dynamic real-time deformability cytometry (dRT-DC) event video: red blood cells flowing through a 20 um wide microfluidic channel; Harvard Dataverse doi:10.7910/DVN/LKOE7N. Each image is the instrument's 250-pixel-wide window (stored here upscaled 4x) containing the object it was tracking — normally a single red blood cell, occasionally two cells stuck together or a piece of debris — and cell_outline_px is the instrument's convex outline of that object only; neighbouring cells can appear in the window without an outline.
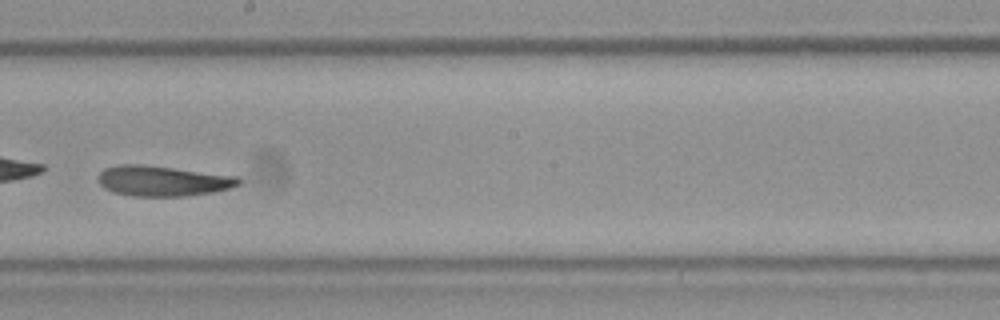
{"species": "Egyptian fruit bat (a non-hibernating species)", "species_latin": "Rousettus aegyptiacus", "temperature_condition": "room temperature", "stored_images_in_passage": 37, "camera_frame_rate_fps": 3000, "um_per_image_px": 0.085, "frame": {"image": 1, "passage_image": 22, "time_ms": 7.0, "image_size_px": [1000, 320], "cell_outline_px": [[244, 180], [240, 184], [228, 188], [212, 192], [180, 196], [136, 196], [116, 192], [104, 188], [100, 184], [100, 172], [104, 168], [116, 164], [140, 164], [240, 176]], "centroid_in_image_um": [13.87, 15.36], "position_along_channel_um": 234.3, "area_um2": 24.68}}